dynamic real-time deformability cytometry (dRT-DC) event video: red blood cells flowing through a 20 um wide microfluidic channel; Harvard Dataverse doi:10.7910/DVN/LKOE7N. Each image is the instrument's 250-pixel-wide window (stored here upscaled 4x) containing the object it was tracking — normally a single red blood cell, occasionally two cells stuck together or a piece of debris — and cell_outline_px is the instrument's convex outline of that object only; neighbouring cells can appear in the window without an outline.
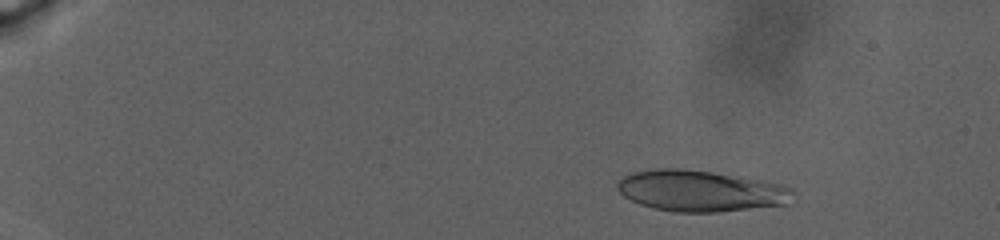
{"species": "human", "species_latin": "Homo sapiens", "temperature_condition": "warm", "stored_images_in_passage": 78, "camera_frame_rate_fps": 3000, "um_per_image_px": 0.085, "donor": {"sex": "male"}, "frame": {"image": 1, "passage_image": 14, "time_ms": 4.667, "image_size_px": [1000, 240], "cell_outline_px": [[796, 192], [792, 204], [716, 212], [676, 212], [652, 208], [640, 204], [624, 196], [616, 188], [616, 184], [628, 172], [656, 168], [684, 168], [712, 172], [760, 180], [780, 184], [792, 188]], "centroid_in_image_um": [59.57, 16.22], "position_along_channel_um": 25.4, "area_um2": 42.54}}
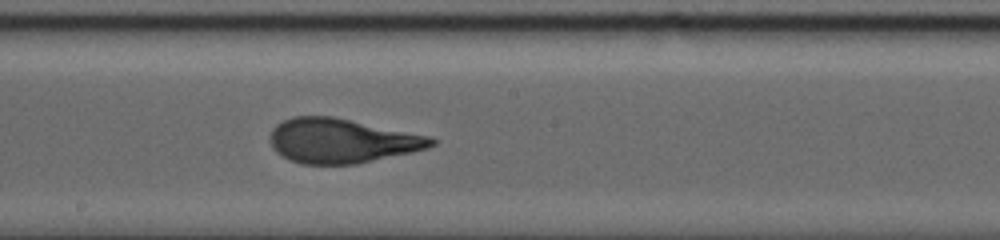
{"frame": {"image": 2, "passage_image": 50, "time_ms": 18.333, "image_size_px": [1000, 240], "cell_outline_px": [[436, 144], [428, 148], [412, 152], [356, 164], [300, 164], [276, 152], [272, 148], [272, 128], [276, 124], [292, 116], [332, 116], [432, 136], [436, 140]], "centroid_in_image_um": [29.08, 11.96], "position_along_channel_um": 219.1, "area_um2": 41.73}}
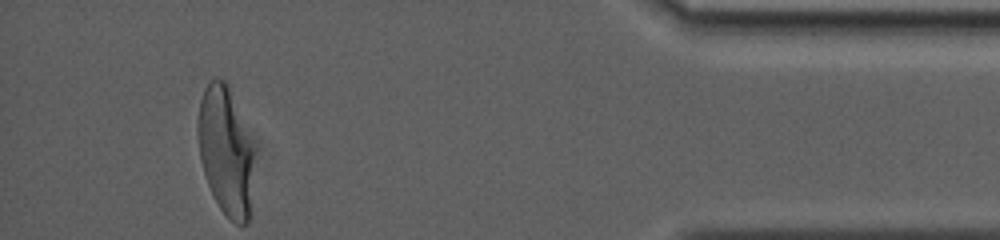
{"frame": {"image": 3, "passage_image": 78, "time_ms": 28.333, "image_size_px": [1000, 240], "cell_outline_px": [[252, 156], [248, 224], [236, 224], [220, 208], [212, 196], [200, 160], [196, 132], [196, 124], [200, 100], [204, 88], [216, 76], [224, 80], [228, 84], [252, 148]], "centroid_in_image_um": [19.1, 12.8], "position_along_channel_um": 416.1, "area_um2": 41.15}, "authors_computed_cell_mechanics": {"area_um2": 41.5582, "velocity_mm_per_s": 2.4104, "shape_relaxation_time_tau1_ms": 9.1869, "shape_relaxation_time_tau2_ms": 1.1413, "deformation_change_tau1": 0.2801, "deformation_change_tau2": 0.0871}}